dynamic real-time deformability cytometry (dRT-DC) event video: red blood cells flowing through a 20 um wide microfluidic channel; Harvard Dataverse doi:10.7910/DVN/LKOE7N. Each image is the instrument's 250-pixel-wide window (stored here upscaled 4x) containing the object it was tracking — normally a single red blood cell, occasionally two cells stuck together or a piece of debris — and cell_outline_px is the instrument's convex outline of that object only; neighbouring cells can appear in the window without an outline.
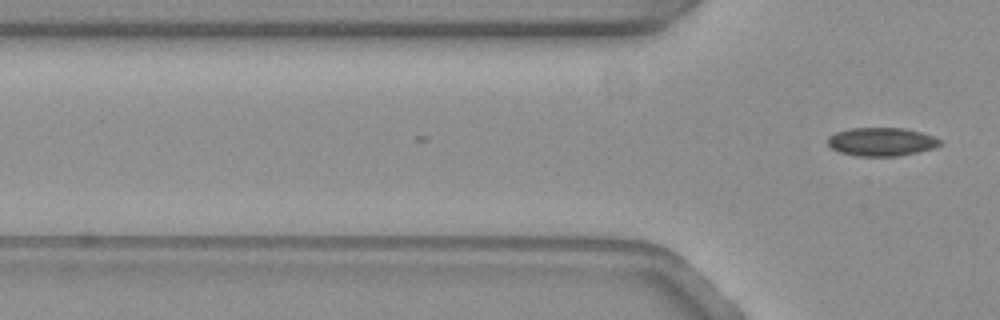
{"species": "common noctule bat (a hibernating species)", "species_latin": "Nyctalus noctula", "temperature_condition": "warm", "stored_images_in_passage": 2, "camera_frame_rate_fps": 3000, "um_per_image_px": 0.085, "animal": {"sex": "female", "body_mass_g": 19.3, "forearm_length_mm": 54.1}, "frame": {"image": 1, "passage_image": 2, "time_ms": 0.333, "image_size_px": [1000, 320], "cell_outline_px": [[940, 144], [932, 148], [916, 152], [896, 156], [856, 156], [840, 152], [832, 148], [828, 144], [828, 136], [836, 132], [852, 128], [904, 128], [920, 132], [932, 136], [940, 140]], "centroid_in_image_um": [74.88, 12.05], "position_along_channel_um": 50.9, "area_um2": 18.32}}